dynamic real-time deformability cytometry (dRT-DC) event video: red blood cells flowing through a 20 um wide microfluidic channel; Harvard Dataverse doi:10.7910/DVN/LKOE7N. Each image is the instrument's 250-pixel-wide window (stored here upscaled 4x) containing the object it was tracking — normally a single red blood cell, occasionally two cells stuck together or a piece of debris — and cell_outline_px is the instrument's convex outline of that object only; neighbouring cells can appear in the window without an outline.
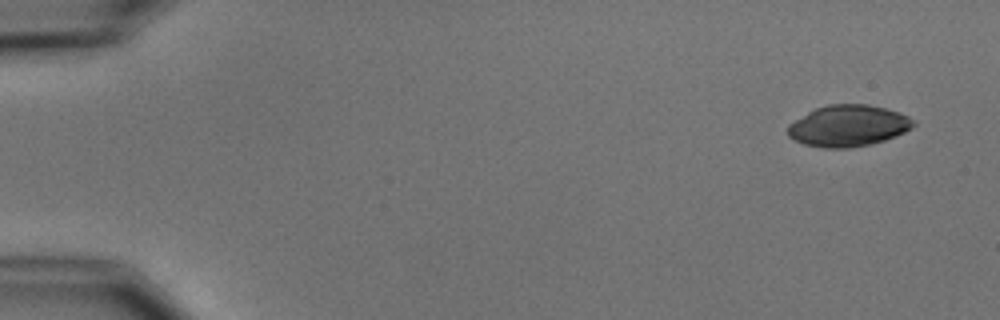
{"species": "common noctule bat (a hibernating species)", "species_latin": "Nyctalus noctula", "temperature_condition": "cold", "stored_images_in_passage": 4, "camera_frame_rate_fps": 3000, "um_per_image_px": 0.085, "animal": {"sex": "male", "body_mass_g": 15.6}, "frame": {"image": 1, "passage_image": 1, "time_ms": 0.0, "image_size_px": [1000, 320], "cell_outline_px": [[916, 124], [912, 128], [896, 136], [884, 140], [868, 144], [848, 148], [824, 148], [804, 144], [792, 140], [788, 136], [788, 124], [808, 112], [816, 108], [828, 104], [868, 104], [900, 112], [908, 116]], "centroid_in_image_um": [72.08, 10.69], "position_along_channel_um": 12.9, "area_um2": 30.29}}